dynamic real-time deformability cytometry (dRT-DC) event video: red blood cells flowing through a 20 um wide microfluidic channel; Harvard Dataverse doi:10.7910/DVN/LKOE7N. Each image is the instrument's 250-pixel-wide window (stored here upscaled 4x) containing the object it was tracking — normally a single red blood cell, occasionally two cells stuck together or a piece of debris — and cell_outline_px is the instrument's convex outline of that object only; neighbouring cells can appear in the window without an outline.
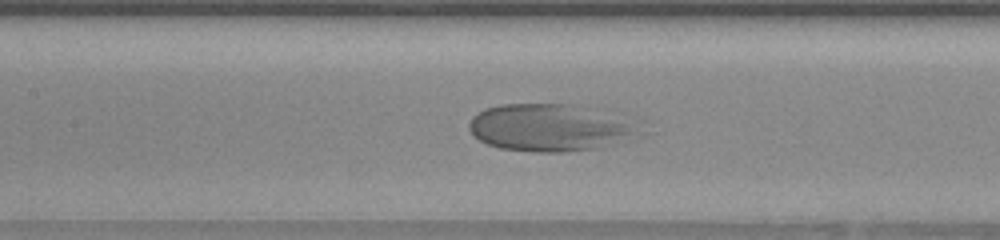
{"species": "human", "species_latin": "Homo sapiens", "temperature_condition": "warm", "stored_images_in_passage": 53, "camera_frame_rate_fps": 3000, "um_per_image_px": 0.085, "donor": {"sex": "female"}, "frame": {"image": 1, "passage_image": 26, "time_ms": 8.333, "image_size_px": [1000, 240], "cell_outline_px": [[648, 132], [640, 136], [600, 148], [564, 152], [532, 152], [500, 148], [488, 144], [480, 140], [468, 128], [468, 124], [472, 116], [476, 112], [484, 108], [500, 104], [572, 104], [608, 108], [644, 116], [648, 120]], "centroid_in_image_um": [47.16, 10.79], "position_along_channel_um": 160.2, "area_um2": 50.52}}
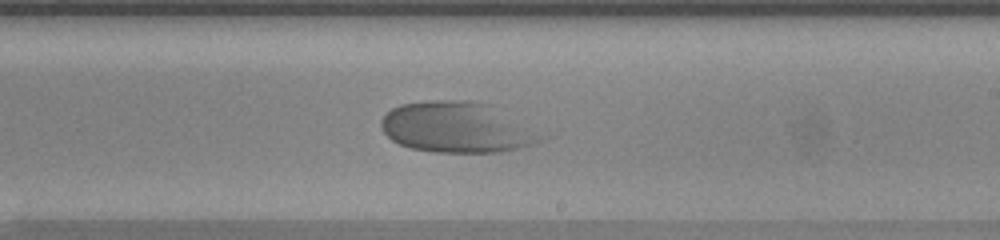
{"frame": {"image": 2, "passage_image": 33, "time_ms": 10.667, "image_size_px": [1000, 240], "cell_outline_px": [[548, 136], [544, 140], [532, 144], [500, 152], [432, 152], [412, 148], [400, 144], [392, 140], [384, 132], [380, 124], [380, 120], [392, 108], [400, 104], [428, 100], [472, 100], [488, 104]], "centroid_in_image_um": [38.83, 10.82], "position_along_channel_um": 250.2, "area_um2": 47.05}}
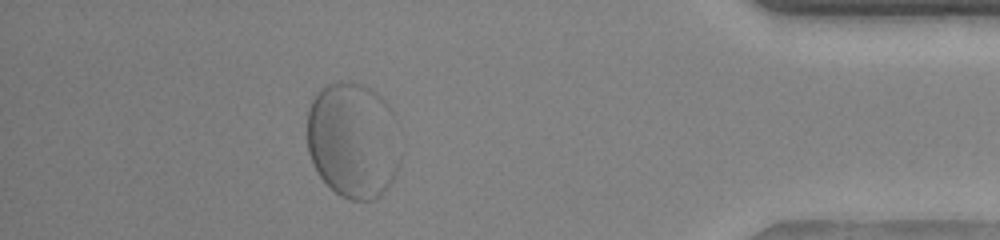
{"frame": {"image": 3, "passage_image": 48, "time_ms": 15.667, "image_size_px": [1000, 240], "cell_outline_px": [[400, 164], [392, 180], [384, 192], [380, 196], [372, 200], [348, 200], [340, 196], [316, 172], [312, 164], [308, 152], [308, 112], [312, 100], [328, 84], [364, 84], [372, 88], [392, 108], [396, 120], [400, 160]], "centroid_in_image_um": [30.04, 11.96], "position_along_channel_um": 405.2, "area_um2": 63.18}}